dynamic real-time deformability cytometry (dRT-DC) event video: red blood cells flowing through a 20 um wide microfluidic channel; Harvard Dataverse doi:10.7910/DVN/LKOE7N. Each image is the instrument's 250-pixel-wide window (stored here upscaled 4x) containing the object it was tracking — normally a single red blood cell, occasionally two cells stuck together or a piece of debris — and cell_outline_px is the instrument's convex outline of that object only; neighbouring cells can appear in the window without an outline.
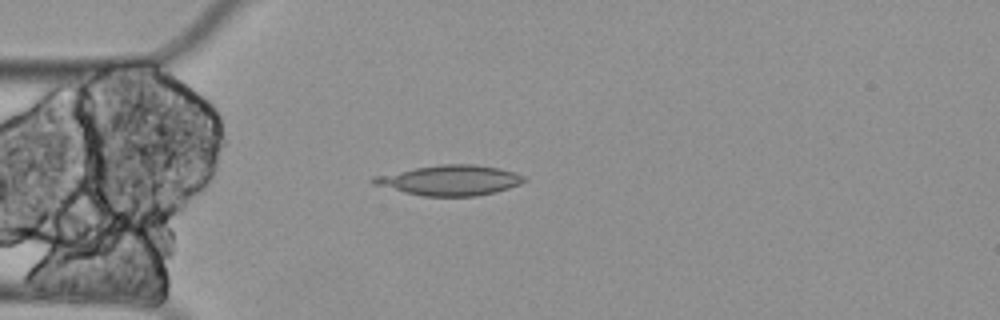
{"species": "Egyptian fruit bat (a non-hibernating species)", "species_latin": "Rousettus aegyptiacus", "temperature_condition": "cold", "stored_images_in_passage": 2, "camera_frame_rate_fps": 3000, "um_per_image_px": 0.085, "animal": {"sex": "female"}, "frame": {"image": 1, "passage_image": 2, "time_ms": 0.333, "image_size_px": [1000, 320], "cell_outline_px": [[528, 180], [520, 184], [496, 192], [476, 196], [424, 196], [404, 192], [372, 184], [368, 180], [372, 176], [416, 168], [440, 164], [476, 164], [500, 168], [524, 176]], "centroid_in_image_um": [38.23, 15.32], "position_along_channel_um": 46.8, "area_um2": 26.53}}